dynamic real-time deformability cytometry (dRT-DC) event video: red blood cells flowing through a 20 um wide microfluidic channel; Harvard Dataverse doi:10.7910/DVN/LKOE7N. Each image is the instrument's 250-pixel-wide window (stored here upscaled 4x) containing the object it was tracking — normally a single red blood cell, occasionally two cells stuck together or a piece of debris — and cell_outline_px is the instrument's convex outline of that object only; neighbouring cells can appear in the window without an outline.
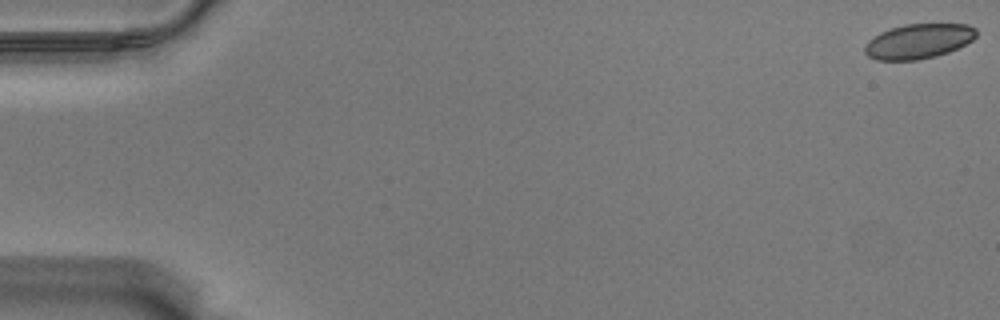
{"species": "Egyptian fruit bat (a non-hibernating species)", "species_latin": "Rousettus aegyptiacus", "temperature_condition": "warm", "stored_images_in_passage": 15, "camera_frame_rate_fps": 3000, "um_per_image_px": 0.085, "animal": {"sex": "male"}, "frame": {"image": 1, "passage_image": 1, "time_ms": 0.0, "image_size_px": [1000, 320], "cell_outline_px": [[976, 36], [972, 40], [948, 52], [936, 56], [916, 60], [876, 60], [868, 56], [864, 52], [864, 48], [868, 40], [880, 32], [904, 24], [968, 24], [976, 28]], "centroid_in_image_um": [78.05, 3.5], "position_along_channel_um": 6.9, "area_um2": 22.54}}